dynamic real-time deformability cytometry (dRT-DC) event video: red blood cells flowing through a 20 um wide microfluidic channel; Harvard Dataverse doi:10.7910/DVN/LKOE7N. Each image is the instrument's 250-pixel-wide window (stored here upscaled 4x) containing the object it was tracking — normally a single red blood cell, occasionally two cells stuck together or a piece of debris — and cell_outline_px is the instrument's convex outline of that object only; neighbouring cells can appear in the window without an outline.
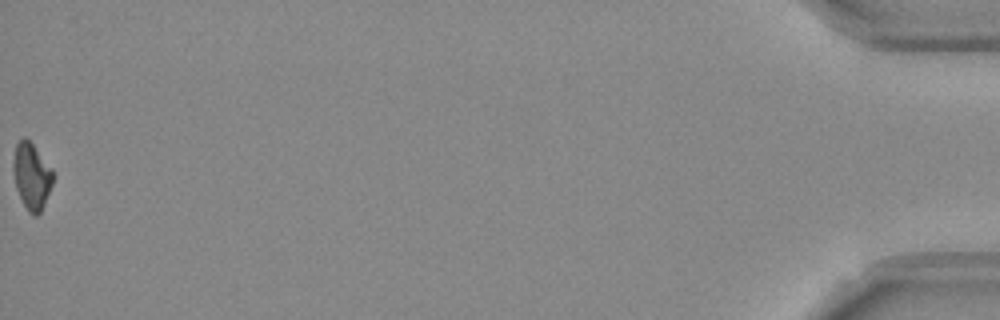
{"species": "Egyptian fruit bat (a non-hibernating species)", "species_latin": "Rousettus aegyptiacus", "temperature_condition": "room temperature", "stored_images_in_passage": 44, "camera_frame_rate_fps": 3000, "um_per_image_px": 0.085, "frame": {"image": 1, "passage_image": 44, "time_ms": 14.333, "image_size_px": [1000, 320], "cell_outline_px": [[52, 184], [40, 212], [36, 216], [32, 216], [28, 212], [16, 188], [12, 172], [12, 164], [16, 144], [24, 136], [32, 144], [52, 168]], "centroid_in_image_um": [2.66, 14.97], "position_along_channel_um": 432.5, "area_um2": 15.14}, "authors_computed_cell_mechanics": {"area_um2": 16.5597, "velocity_mm_per_s": 3.7634, "shape_relaxation_time_tau1_ms": 8.9431, "shape_relaxation_time_tau2_ms": 2.5341, "deformation_change_tau1": 0.1686, "deformation_change_tau2": 0.0689}}